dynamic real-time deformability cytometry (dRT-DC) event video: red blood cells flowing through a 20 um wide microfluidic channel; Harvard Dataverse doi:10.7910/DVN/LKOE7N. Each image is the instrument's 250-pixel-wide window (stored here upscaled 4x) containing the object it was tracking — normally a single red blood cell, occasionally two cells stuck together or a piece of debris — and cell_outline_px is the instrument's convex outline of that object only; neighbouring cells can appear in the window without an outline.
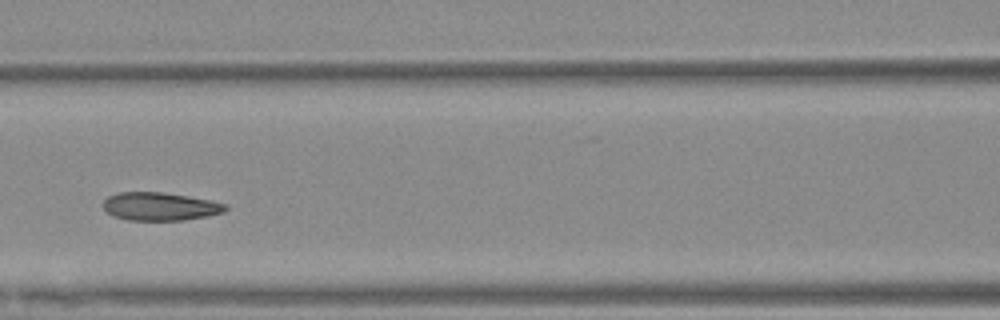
{"species": "Egyptian fruit bat (a non-hibernating species)", "species_latin": "Rousettus aegyptiacus", "temperature_condition": "warm", "stored_images_in_passage": 5, "camera_frame_rate_fps": 3000, "um_per_image_px": 0.085, "animal": {"sex": "female"}, "frame": {"image": 1, "passage_image": 4, "time_ms": 1.0, "image_size_px": [1000, 320], "cell_outline_px": [[228, 208], [224, 212], [208, 216], [184, 220], [128, 220], [112, 216], [104, 208], [104, 200], [108, 196], [120, 192], [164, 192], [208, 200], [228, 204]], "centroid_in_image_um": [13.61, 17.55], "position_along_channel_um": 153.0, "area_um2": 20.0}}